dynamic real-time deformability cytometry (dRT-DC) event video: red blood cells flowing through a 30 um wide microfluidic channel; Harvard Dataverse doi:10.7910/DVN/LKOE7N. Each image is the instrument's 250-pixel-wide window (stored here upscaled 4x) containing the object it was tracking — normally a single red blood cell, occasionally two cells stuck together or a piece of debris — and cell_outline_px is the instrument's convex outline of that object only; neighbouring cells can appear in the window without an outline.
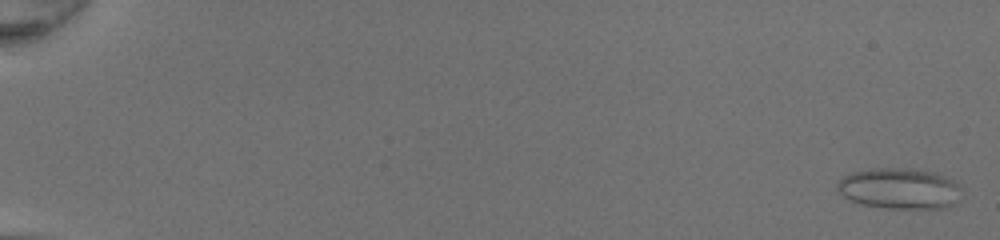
{"species": "common noctule bat (a hibernating species)", "species_latin": "Nyctalus noctula", "temperature_condition": "room temperature", "stored_images_in_passage": 51, "camera_frame_rate_fps": 3000, "um_per_image_px": 0.085, "animal": {"sex": "female", "body_mass_g": 20.0, "forearm_length_mm": 54.0}, "frame": {"image": 1, "passage_image": 2, "time_ms": 0.333, "image_size_px": [1000, 240], "cell_outline_px": [[960, 188], [956, 204], [948, 208], [884, 208], [860, 204], [844, 196], [836, 188], [836, 184], [844, 176], [852, 172], [872, 168], [912, 168], [932, 172], [944, 176], [960, 184]], "centroid_in_image_um": [76.46, 16.02], "position_along_channel_um": 8.5, "area_um2": 29.65}}
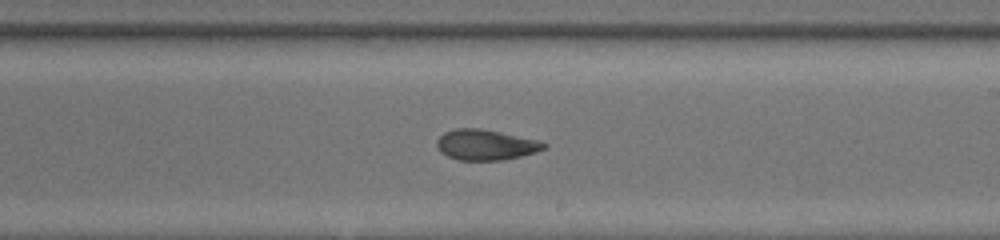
{"frame": {"image": 2, "passage_image": 33, "time_ms": 10.667, "image_size_px": [1000, 240], "cell_outline_px": [[548, 144], [544, 148], [536, 152], [504, 160], [456, 160], [440, 152], [436, 144], [436, 140], [444, 132], [456, 128], [480, 128], [500, 132], [536, 140]], "centroid_in_image_um": [41.24, 12.31], "position_along_channel_um": 247.8, "area_um2": 18.96}}
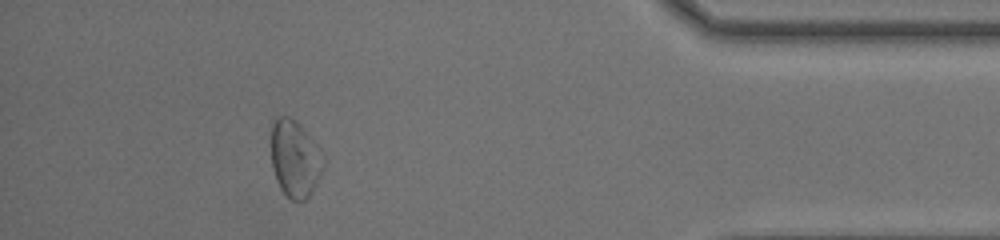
{"frame": {"image": 3, "passage_image": 47, "time_ms": 15.333, "image_size_px": [1000, 240], "cell_outline_px": [[324, 164], [316, 184], [308, 196], [304, 200], [292, 200], [280, 188], [276, 180], [272, 168], [272, 124], [276, 116], [288, 116], [296, 120], [312, 140], [324, 160]], "centroid_in_image_um": [25.04, 13.48], "position_along_channel_um": 410.2, "area_um2": 22.89}, "authors_computed_cell_mechanics": {"area_um2": 21.6172, "velocity_mm_per_s": 4.3095, "shape_relaxation_time_tau1_ms": 11.2757, "shape_relaxation_time_tau2_ms": 2.1361, "deformation_change_tau1": 0.2161, "deformation_change_tau2": 0.0846}}